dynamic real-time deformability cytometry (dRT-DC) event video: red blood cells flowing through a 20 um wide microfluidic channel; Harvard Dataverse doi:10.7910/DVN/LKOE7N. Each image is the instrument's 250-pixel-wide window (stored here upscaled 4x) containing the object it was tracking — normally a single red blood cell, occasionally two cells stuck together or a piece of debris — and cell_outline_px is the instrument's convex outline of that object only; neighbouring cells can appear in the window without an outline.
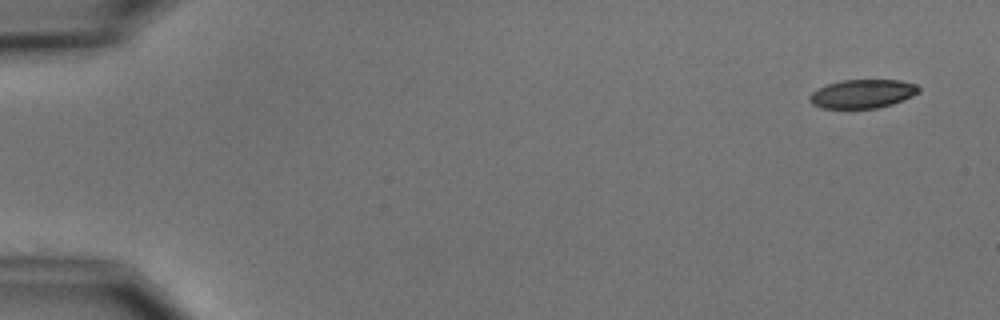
{"species": "common noctule bat (a hibernating species)", "species_latin": "Nyctalus noctula", "temperature_condition": "cold", "stored_images_in_passage": 5, "segment_of_instrument_passage": [1, 2], "camera_frame_rate_fps": 3000, "um_per_image_px": 0.085, "animal": {"sex": "male", "body_mass_g": 15.6}, "frame": {"image": 1, "passage_image": 1, "time_ms": 0.0, "image_size_px": [1000, 320], "cell_outline_px": [[920, 92], [912, 96], [892, 104], [876, 108], [824, 108], [812, 104], [808, 100], [808, 96], [812, 92], [828, 84], [840, 80], [900, 80], [916, 84], [920, 88]], "centroid_in_image_um": [73.32, 7.97], "position_along_channel_um": 11.7, "area_um2": 18.21}}